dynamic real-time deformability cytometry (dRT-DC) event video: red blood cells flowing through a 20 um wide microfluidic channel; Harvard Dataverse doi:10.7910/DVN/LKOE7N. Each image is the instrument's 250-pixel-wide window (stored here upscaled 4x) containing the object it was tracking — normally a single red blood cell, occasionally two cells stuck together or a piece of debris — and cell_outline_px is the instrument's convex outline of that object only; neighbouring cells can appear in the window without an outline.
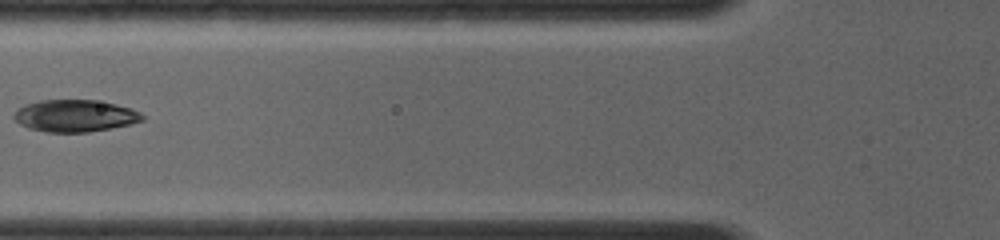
{"species": "common noctule bat (a hibernating species)", "species_latin": "Nyctalus noctula", "temperature_condition": "room temperature", "stored_images_in_passage": 6, "camera_frame_rate_fps": 4000, "um_per_image_px": 0.085, "animal": {"sex": "female", "body_mass_g": 19.0, "forearm_length_mm": 56.7}, "frame": {"image": 1, "passage_image": 5, "time_ms": 1.25, "image_size_px": [1000, 240], "cell_outline_px": [[144, 120], [132, 124], [112, 128], [88, 132], [44, 132], [28, 128], [20, 124], [12, 116], [24, 104], [40, 100], [96, 100], [116, 104], [132, 108], [140, 112], [144, 116]], "centroid_in_image_um": [6.4, 9.84], "position_along_channel_um": 119.4, "area_um2": 24.1}}